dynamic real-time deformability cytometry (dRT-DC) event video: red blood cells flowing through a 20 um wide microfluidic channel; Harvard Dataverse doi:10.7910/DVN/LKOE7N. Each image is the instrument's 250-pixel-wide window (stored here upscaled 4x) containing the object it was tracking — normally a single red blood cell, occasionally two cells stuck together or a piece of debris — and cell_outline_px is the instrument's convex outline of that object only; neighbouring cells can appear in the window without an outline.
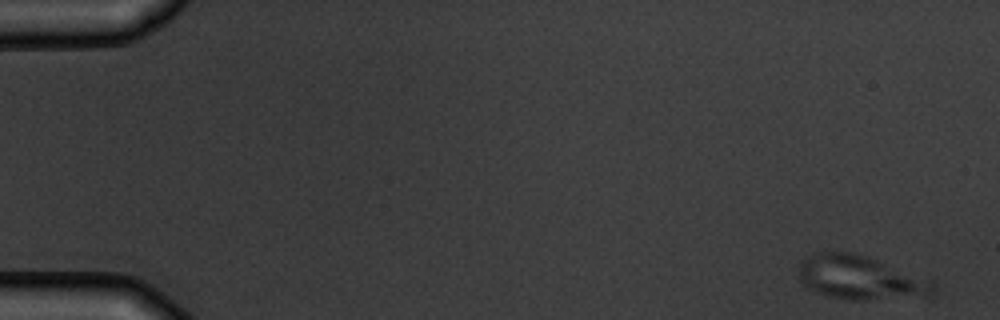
{"species": "common noctule bat (a hibernating species)", "species_latin": "Nyctalus noctula", "temperature_condition": "warm", "stored_images_in_passage": 6, "camera_frame_rate_fps": 3000, "um_per_image_px": 0.085, "animal": {"sex": "male", "body_mass_g": 19.5, "forearm_length_mm": 54.6}, "frame": {"image": 1, "passage_image": 1, "time_ms": 0.0, "image_size_px": [1000, 320], "cell_outline_px": [[936, 292], [932, 296], [864, 300], [856, 300], [828, 296], [808, 288], [804, 284], [800, 276], [800, 260], [808, 256], [820, 252], [852, 252], [864, 256], [932, 280], [936, 288]], "centroid_in_image_um": [73.16, 23.62], "position_along_channel_um": 11.8, "area_um2": 33.99}}